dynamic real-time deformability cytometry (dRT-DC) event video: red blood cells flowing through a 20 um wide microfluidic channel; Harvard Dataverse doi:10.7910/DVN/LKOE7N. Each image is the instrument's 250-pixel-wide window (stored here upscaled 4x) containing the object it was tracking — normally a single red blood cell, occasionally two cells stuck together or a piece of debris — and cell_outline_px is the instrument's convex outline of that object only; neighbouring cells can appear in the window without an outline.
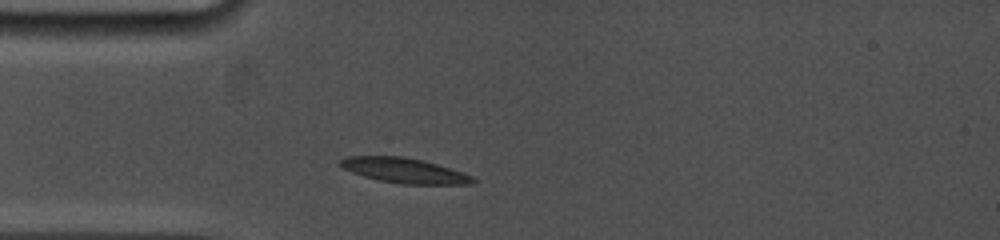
{"species": "common noctule bat (a hibernating species)", "species_latin": "Nyctalus noctula", "temperature_condition": "cold", "stored_images_in_passage": 17, "camera_frame_rate_fps": 5000, "um_per_image_px": 0.085, "animal": {"sex": "female", "body_mass_g": 19.0, "forearm_length_mm": 53.3}, "frame": {"image": 1, "passage_image": 2, "time_ms": 0.8, "image_size_px": [1000, 240], "cell_outline_px": [[476, 180], [472, 184], [400, 184], [380, 180], [364, 176], [352, 172], [344, 168], [340, 164], [340, 160], [348, 156], [404, 156], [436, 164], [464, 172], [472, 176]], "centroid_in_image_um": [34.4, 14.49], "position_along_channel_um": 50.6, "area_um2": 19.13}}
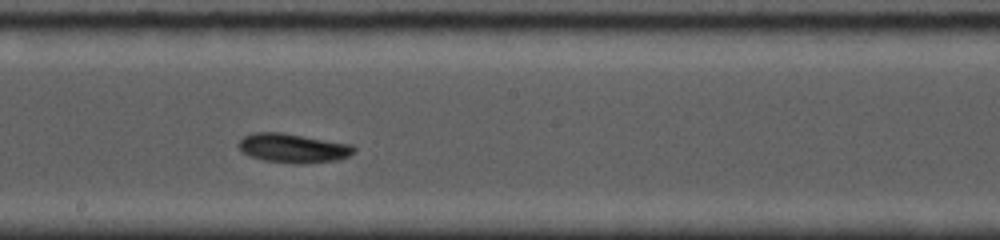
{"frame": {"image": 2, "passage_image": 11, "time_ms": 5.6, "image_size_px": [1000, 240], "cell_outline_px": [[356, 152], [348, 156], [336, 160], [304, 164], [292, 164], [264, 160], [248, 156], [236, 144], [244, 136], [252, 132], [280, 132], [352, 144], [356, 148]], "centroid_in_image_um": [24.91, 12.59], "position_along_channel_um": 223.3, "area_um2": 19.77}}
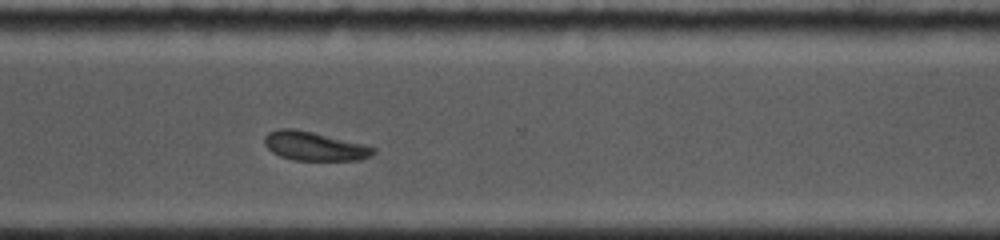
{"frame": {"image": 3, "passage_image": 17, "time_ms": 8.8, "image_size_px": [1000, 240], "cell_outline_px": [[376, 152], [372, 156], [360, 160], [292, 160], [280, 156], [272, 152], [264, 144], [264, 136], [268, 132], [276, 128], [292, 128], [312, 132], [364, 144], [376, 148]], "centroid_in_image_um": [26.71, 12.42], "position_along_channel_um": 343.9, "area_um2": 18.44}}